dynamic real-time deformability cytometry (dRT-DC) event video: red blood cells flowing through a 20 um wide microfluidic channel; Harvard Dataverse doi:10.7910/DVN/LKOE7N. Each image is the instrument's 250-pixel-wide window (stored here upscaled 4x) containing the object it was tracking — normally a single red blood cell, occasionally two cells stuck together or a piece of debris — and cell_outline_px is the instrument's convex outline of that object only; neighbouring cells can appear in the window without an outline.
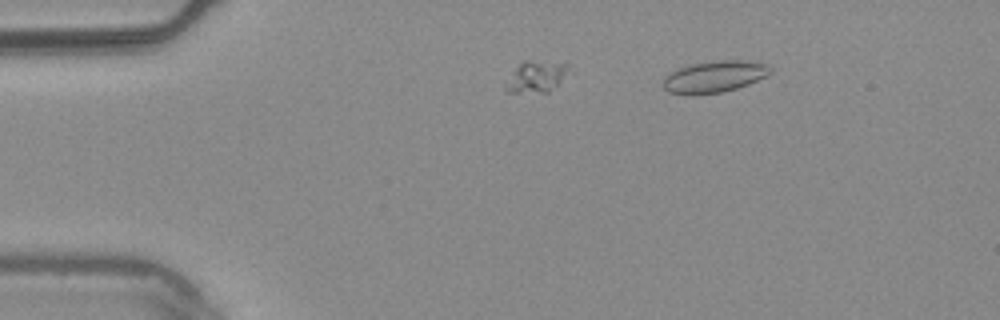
{"species": "common noctule bat (a hibernating species)", "species_latin": "Nyctalus noctula", "temperature_condition": "warm", "stored_images_in_passage": 20, "segment_of_instrument_passage": [1, 2], "camera_frame_rate_fps": 3000, "um_per_image_px": 0.085, "animal": {"sex": "male", "body_mass_g": 20.4}, "frame": {"image": 1, "passage_image": 5, "time_ms": 1.333, "image_size_px": [1000, 320], "cell_outline_px": [[772, 72], [748, 84], [736, 88], [720, 92], [692, 96], [668, 92], [660, 84], [664, 76], [668, 72], [688, 64], [712, 60], [744, 60], [768, 64], [772, 68]], "centroid_in_image_um": [60.64, 6.51], "position_along_channel_um": 24.4, "area_um2": 20.23}}